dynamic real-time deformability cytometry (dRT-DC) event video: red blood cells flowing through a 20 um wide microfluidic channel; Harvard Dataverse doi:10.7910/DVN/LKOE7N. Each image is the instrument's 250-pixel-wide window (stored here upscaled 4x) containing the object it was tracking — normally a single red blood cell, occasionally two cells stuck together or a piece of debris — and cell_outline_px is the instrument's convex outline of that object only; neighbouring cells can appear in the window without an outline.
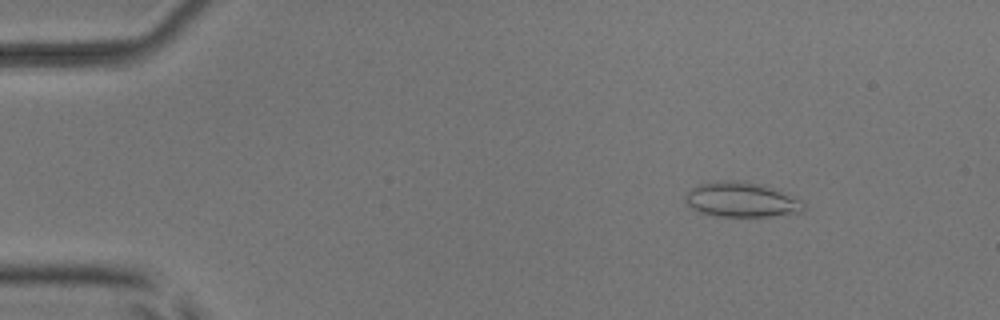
{"species": "common noctule bat (a hibernating species)", "species_latin": "Nyctalus noctula", "temperature_condition": "room temperature", "stored_images_in_passage": 53, "camera_frame_rate_fps": 3000, "um_per_image_px": 0.085, "animal": {"sex": "male", "body_mass_g": 17.9, "forearm_length_mm": 54.2}, "frame": {"image": 1, "passage_image": 7, "time_ms": 2.0, "image_size_px": [1000, 320], "cell_outline_px": [[804, 212], [772, 216], [716, 216], [700, 212], [692, 208], [684, 200], [684, 196], [692, 188], [700, 184], [716, 180], [740, 180], [764, 184], [776, 188], [800, 200], [804, 204]], "centroid_in_image_um": [63.03, 16.96], "position_along_channel_um": 22.0, "area_um2": 24.28}}
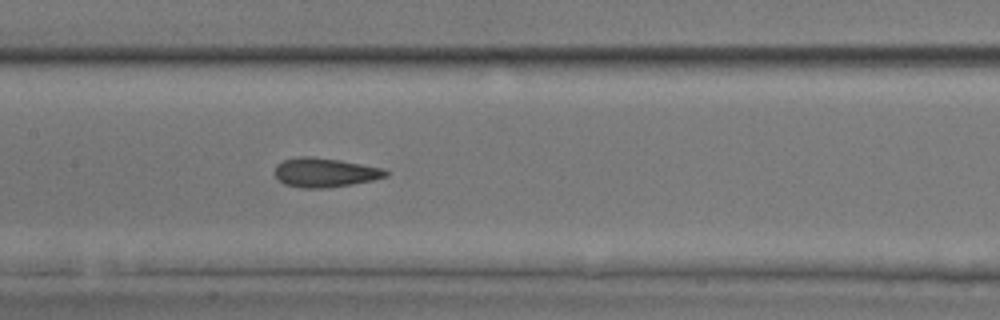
{"frame": {"image": 2, "passage_image": 26, "time_ms": 8.333, "image_size_px": [1000, 320], "cell_outline_px": [[388, 176], [372, 180], [352, 184], [324, 188], [300, 188], [284, 184], [272, 172], [276, 164], [284, 160], [296, 156], [312, 156], [340, 160], [384, 168], [388, 172]], "centroid_in_image_um": [27.58, 14.65], "position_along_channel_um": 179.8, "area_um2": 19.07}}
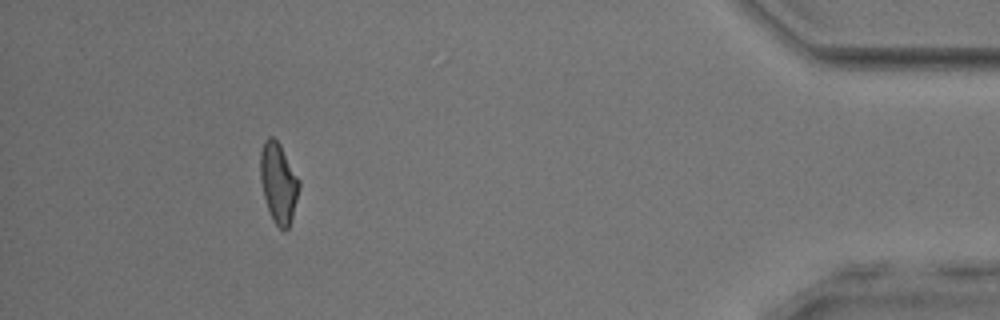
{"frame": {"image": 3, "passage_image": 48, "time_ms": 15.667, "image_size_px": [1000, 320], "cell_outline_px": [[300, 188], [292, 216], [288, 228], [284, 232], [272, 220], [264, 196], [260, 180], [260, 152], [264, 140], [268, 136], [272, 136], [280, 144], [300, 180]], "centroid_in_image_um": [23.66, 15.52], "position_along_channel_um": 411.5, "area_um2": 18.15}}